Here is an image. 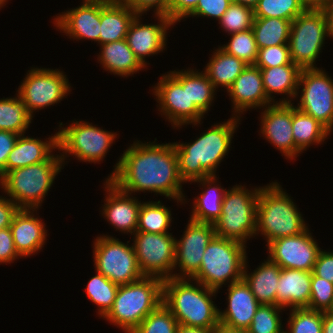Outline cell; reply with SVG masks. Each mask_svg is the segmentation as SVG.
<instances>
[{
  "instance_id": "1",
  "label": "cell",
  "mask_w": 333,
  "mask_h": 333,
  "mask_svg": "<svg viewBox=\"0 0 333 333\" xmlns=\"http://www.w3.org/2000/svg\"><path fill=\"white\" fill-rule=\"evenodd\" d=\"M156 140H134L105 179L129 194L151 192L185 206L189 199L182 188L173 142L160 144Z\"/></svg>"
},
{
  "instance_id": "2",
  "label": "cell",
  "mask_w": 333,
  "mask_h": 333,
  "mask_svg": "<svg viewBox=\"0 0 333 333\" xmlns=\"http://www.w3.org/2000/svg\"><path fill=\"white\" fill-rule=\"evenodd\" d=\"M242 118L232 116L227 121L214 123L201 132L195 141L173 142L180 178L185 184L197 179L218 176L217 169L228 156L232 140Z\"/></svg>"
},
{
  "instance_id": "3",
  "label": "cell",
  "mask_w": 333,
  "mask_h": 333,
  "mask_svg": "<svg viewBox=\"0 0 333 333\" xmlns=\"http://www.w3.org/2000/svg\"><path fill=\"white\" fill-rule=\"evenodd\" d=\"M217 294L191 278L172 277L163 281L162 303L180 325L213 330L220 323Z\"/></svg>"
},
{
  "instance_id": "4",
  "label": "cell",
  "mask_w": 333,
  "mask_h": 333,
  "mask_svg": "<svg viewBox=\"0 0 333 333\" xmlns=\"http://www.w3.org/2000/svg\"><path fill=\"white\" fill-rule=\"evenodd\" d=\"M292 198L279 182L261 186L255 236L264 237L266 245L279 238L301 234L309 227Z\"/></svg>"
},
{
  "instance_id": "5",
  "label": "cell",
  "mask_w": 333,
  "mask_h": 333,
  "mask_svg": "<svg viewBox=\"0 0 333 333\" xmlns=\"http://www.w3.org/2000/svg\"><path fill=\"white\" fill-rule=\"evenodd\" d=\"M59 151L47 161L17 168L0 178V189L19 209L40 210L55 179L64 169ZM63 166V167H62Z\"/></svg>"
},
{
  "instance_id": "6",
  "label": "cell",
  "mask_w": 333,
  "mask_h": 333,
  "mask_svg": "<svg viewBox=\"0 0 333 333\" xmlns=\"http://www.w3.org/2000/svg\"><path fill=\"white\" fill-rule=\"evenodd\" d=\"M163 279L143 276L129 284L119 285L115 301L103 317L110 325L131 333L163 301Z\"/></svg>"
},
{
  "instance_id": "7",
  "label": "cell",
  "mask_w": 333,
  "mask_h": 333,
  "mask_svg": "<svg viewBox=\"0 0 333 333\" xmlns=\"http://www.w3.org/2000/svg\"><path fill=\"white\" fill-rule=\"evenodd\" d=\"M246 248L238 241L215 235L204 251L199 271L191 279L220 293L222 287L243 279Z\"/></svg>"
},
{
  "instance_id": "8",
  "label": "cell",
  "mask_w": 333,
  "mask_h": 333,
  "mask_svg": "<svg viewBox=\"0 0 333 333\" xmlns=\"http://www.w3.org/2000/svg\"><path fill=\"white\" fill-rule=\"evenodd\" d=\"M260 186L233 185L225 191L221 215L213 224L216 236L238 241L247 246L255 238L257 204Z\"/></svg>"
},
{
  "instance_id": "9",
  "label": "cell",
  "mask_w": 333,
  "mask_h": 333,
  "mask_svg": "<svg viewBox=\"0 0 333 333\" xmlns=\"http://www.w3.org/2000/svg\"><path fill=\"white\" fill-rule=\"evenodd\" d=\"M70 122L71 124L66 123L68 125L59 122L57 128L58 151L63 165L69 162L70 156L75 157L78 162L93 164L103 162L112 144L119 138L117 132L100 128L89 121L74 119Z\"/></svg>"
},
{
  "instance_id": "10",
  "label": "cell",
  "mask_w": 333,
  "mask_h": 333,
  "mask_svg": "<svg viewBox=\"0 0 333 333\" xmlns=\"http://www.w3.org/2000/svg\"><path fill=\"white\" fill-rule=\"evenodd\" d=\"M161 75L150 89L161 117L176 130L184 125L200 126L206 115L196 105H189L188 69L170 70Z\"/></svg>"
},
{
  "instance_id": "11",
  "label": "cell",
  "mask_w": 333,
  "mask_h": 333,
  "mask_svg": "<svg viewBox=\"0 0 333 333\" xmlns=\"http://www.w3.org/2000/svg\"><path fill=\"white\" fill-rule=\"evenodd\" d=\"M327 38L333 39L322 9L307 8L291 23L289 51L291 62L301 69L320 68L316 62Z\"/></svg>"
},
{
  "instance_id": "12",
  "label": "cell",
  "mask_w": 333,
  "mask_h": 333,
  "mask_svg": "<svg viewBox=\"0 0 333 333\" xmlns=\"http://www.w3.org/2000/svg\"><path fill=\"white\" fill-rule=\"evenodd\" d=\"M93 262L95 271L110 281L124 285L141 279V273L133 245L112 235H97L93 241Z\"/></svg>"
},
{
  "instance_id": "13",
  "label": "cell",
  "mask_w": 333,
  "mask_h": 333,
  "mask_svg": "<svg viewBox=\"0 0 333 333\" xmlns=\"http://www.w3.org/2000/svg\"><path fill=\"white\" fill-rule=\"evenodd\" d=\"M63 70L58 68L31 67L16 92L34 118L38 110L61 103L71 94L72 85Z\"/></svg>"
},
{
  "instance_id": "14",
  "label": "cell",
  "mask_w": 333,
  "mask_h": 333,
  "mask_svg": "<svg viewBox=\"0 0 333 333\" xmlns=\"http://www.w3.org/2000/svg\"><path fill=\"white\" fill-rule=\"evenodd\" d=\"M295 101L298 110L318 120L332 134L333 79L325 68L301 70Z\"/></svg>"
},
{
  "instance_id": "15",
  "label": "cell",
  "mask_w": 333,
  "mask_h": 333,
  "mask_svg": "<svg viewBox=\"0 0 333 333\" xmlns=\"http://www.w3.org/2000/svg\"><path fill=\"white\" fill-rule=\"evenodd\" d=\"M138 267L144 276L173 277L176 237L172 233L136 231L132 235Z\"/></svg>"
},
{
  "instance_id": "16",
  "label": "cell",
  "mask_w": 333,
  "mask_h": 333,
  "mask_svg": "<svg viewBox=\"0 0 333 333\" xmlns=\"http://www.w3.org/2000/svg\"><path fill=\"white\" fill-rule=\"evenodd\" d=\"M215 235L212 223L188 220L183 235L176 238L173 278H192L199 271L204 251Z\"/></svg>"
},
{
  "instance_id": "17",
  "label": "cell",
  "mask_w": 333,
  "mask_h": 333,
  "mask_svg": "<svg viewBox=\"0 0 333 333\" xmlns=\"http://www.w3.org/2000/svg\"><path fill=\"white\" fill-rule=\"evenodd\" d=\"M309 227L301 234L269 242L268 259L281 268L313 271L322 248Z\"/></svg>"
},
{
  "instance_id": "18",
  "label": "cell",
  "mask_w": 333,
  "mask_h": 333,
  "mask_svg": "<svg viewBox=\"0 0 333 333\" xmlns=\"http://www.w3.org/2000/svg\"><path fill=\"white\" fill-rule=\"evenodd\" d=\"M152 15L157 23H143L144 15L137 14L130 23L126 36L129 47L145 67L150 65L146 58L158 55L167 48L169 29H174L175 26L166 15Z\"/></svg>"
},
{
  "instance_id": "19",
  "label": "cell",
  "mask_w": 333,
  "mask_h": 333,
  "mask_svg": "<svg viewBox=\"0 0 333 333\" xmlns=\"http://www.w3.org/2000/svg\"><path fill=\"white\" fill-rule=\"evenodd\" d=\"M105 191L104 205L100 207V214L116 232L133 235L138 226L139 211L142 200L119 189L109 179L103 181ZM138 198V199H137Z\"/></svg>"
},
{
  "instance_id": "20",
  "label": "cell",
  "mask_w": 333,
  "mask_h": 333,
  "mask_svg": "<svg viewBox=\"0 0 333 333\" xmlns=\"http://www.w3.org/2000/svg\"><path fill=\"white\" fill-rule=\"evenodd\" d=\"M259 135L284 156L295 161V143L292 134V103H272L260 113Z\"/></svg>"
},
{
  "instance_id": "21",
  "label": "cell",
  "mask_w": 333,
  "mask_h": 333,
  "mask_svg": "<svg viewBox=\"0 0 333 333\" xmlns=\"http://www.w3.org/2000/svg\"><path fill=\"white\" fill-rule=\"evenodd\" d=\"M53 17L54 29L60 30L70 40H90L99 45L100 2L83 1L78 7L68 8Z\"/></svg>"
},
{
  "instance_id": "22",
  "label": "cell",
  "mask_w": 333,
  "mask_h": 333,
  "mask_svg": "<svg viewBox=\"0 0 333 333\" xmlns=\"http://www.w3.org/2000/svg\"><path fill=\"white\" fill-rule=\"evenodd\" d=\"M226 92L232 103L231 115L242 119L248 110H262L272 104L263 87L261 70L255 65H247Z\"/></svg>"
},
{
  "instance_id": "23",
  "label": "cell",
  "mask_w": 333,
  "mask_h": 333,
  "mask_svg": "<svg viewBox=\"0 0 333 333\" xmlns=\"http://www.w3.org/2000/svg\"><path fill=\"white\" fill-rule=\"evenodd\" d=\"M37 211L19 209L10 225L15 249L22 258L40 253L47 242L48 229Z\"/></svg>"
},
{
  "instance_id": "24",
  "label": "cell",
  "mask_w": 333,
  "mask_h": 333,
  "mask_svg": "<svg viewBox=\"0 0 333 333\" xmlns=\"http://www.w3.org/2000/svg\"><path fill=\"white\" fill-rule=\"evenodd\" d=\"M225 287L228 291L225 292L227 307L219 309L220 323L229 328L247 330L260 303L244 279Z\"/></svg>"
},
{
  "instance_id": "25",
  "label": "cell",
  "mask_w": 333,
  "mask_h": 333,
  "mask_svg": "<svg viewBox=\"0 0 333 333\" xmlns=\"http://www.w3.org/2000/svg\"><path fill=\"white\" fill-rule=\"evenodd\" d=\"M35 138L19 135L6 162V173L29 165L47 161L58 150V132L49 137ZM57 149V150H56ZM55 151V152H54Z\"/></svg>"
},
{
  "instance_id": "26",
  "label": "cell",
  "mask_w": 333,
  "mask_h": 333,
  "mask_svg": "<svg viewBox=\"0 0 333 333\" xmlns=\"http://www.w3.org/2000/svg\"><path fill=\"white\" fill-rule=\"evenodd\" d=\"M311 279V271L281 268L276 286V305L286 311L294 308H308L311 297Z\"/></svg>"
},
{
  "instance_id": "27",
  "label": "cell",
  "mask_w": 333,
  "mask_h": 333,
  "mask_svg": "<svg viewBox=\"0 0 333 333\" xmlns=\"http://www.w3.org/2000/svg\"><path fill=\"white\" fill-rule=\"evenodd\" d=\"M99 47L97 62L111 75L127 78L148 69L135 56L126 39L105 43Z\"/></svg>"
},
{
  "instance_id": "28",
  "label": "cell",
  "mask_w": 333,
  "mask_h": 333,
  "mask_svg": "<svg viewBox=\"0 0 333 333\" xmlns=\"http://www.w3.org/2000/svg\"><path fill=\"white\" fill-rule=\"evenodd\" d=\"M218 179L219 176H210L190 183L199 184L198 187L199 189L202 187V190L196 194L198 196L193 197L189 219L214 224L220 217L223 197L227 189L218 183Z\"/></svg>"
},
{
  "instance_id": "29",
  "label": "cell",
  "mask_w": 333,
  "mask_h": 333,
  "mask_svg": "<svg viewBox=\"0 0 333 333\" xmlns=\"http://www.w3.org/2000/svg\"><path fill=\"white\" fill-rule=\"evenodd\" d=\"M263 87L272 103H295L301 68L296 64H286L271 68H260ZM284 95L279 101L275 95ZM286 96V97H285Z\"/></svg>"
},
{
  "instance_id": "30",
  "label": "cell",
  "mask_w": 333,
  "mask_h": 333,
  "mask_svg": "<svg viewBox=\"0 0 333 333\" xmlns=\"http://www.w3.org/2000/svg\"><path fill=\"white\" fill-rule=\"evenodd\" d=\"M248 264L247 256L243 270V279L249 285L256 300L260 304L276 305V286L280 278L281 267L266 258L250 273V265Z\"/></svg>"
},
{
  "instance_id": "31",
  "label": "cell",
  "mask_w": 333,
  "mask_h": 333,
  "mask_svg": "<svg viewBox=\"0 0 333 333\" xmlns=\"http://www.w3.org/2000/svg\"><path fill=\"white\" fill-rule=\"evenodd\" d=\"M136 15L122 0L100 2L99 45L126 39L130 23Z\"/></svg>"
},
{
  "instance_id": "32",
  "label": "cell",
  "mask_w": 333,
  "mask_h": 333,
  "mask_svg": "<svg viewBox=\"0 0 333 333\" xmlns=\"http://www.w3.org/2000/svg\"><path fill=\"white\" fill-rule=\"evenodd\" d=\"M331 132L312 116L298 110L292 103V134L295 143V160L313 145L325 143Z\"/></svg>"
},
{
  "instance_id": "33",
  "label": "cell",
  "mask_w": 333,
  "mask_h": 333,
  "mask_svg": "<svg viewBox=\"0 0 333 333\" xmlns=\"http://www.w3.org/2000/svg\"><path fill=\"white\" fill-rule=\"evenodd\" d=\"M212 54L203 67V72L216 89L221 86L222 90L227 91L248 64L236 56L226 53L219 45L212 51Z\"/></svg>"
},
{
  "instance_id": "34",
  "label": "cell",
  "mask_w": 333,
  "mask_h": 333,
  "mask_svg": "<svg viewBox=\"0 0 333 333\" xmlns=\"http://www.w3.org/2000/svg\"><path fill=\"white\" fill-rule=\"evenodd\" d=\"M292 21L254 17L252 30L258 49L288 44Z\"/></svg>"
},
{
  "instance_id": "35",
  "label": "cell",
  "mask_w": 333,
  "mask_h": 333,
  "mask_svg": "<svg viewBox=\"0 0 333 333\" xmlns=\"http://www.w3.org/2000/svg\"><path fill=\"white\" fill-rule=\"evenodd\" d=\"M161 200L142 201L139 211L138 226L136 231L149 233H171L172 217L171 207H166ZM170 229V231H169Z\"/></svg>"
},
{
  "instance_id": "36",
  "label": "cell",
  "mask_w": 333,
  "mask_h": 333,
  "mask_svg": "<svg viewBox=\"0 0 333 333\" xmlns=\"http://www.w3.org/2000/svg\"><path fill=\"white\" fill-rule=\"evenodd\" d=\"M32 122L33 117L27 111L18 93L14 97L0 99V130L18 135L27 134L26 131Z\"/></svg>"
},
{
  "instance_id": "37",
  "label": "cell",
  "mask_w": 333,
  "mask_h": 333,
  "mask_svg": "<svg viewBox=\"0 0 333 333\" xmlns=\"http://www.w3.org/2000/svg\"><path fill=\"white\" fill-rule=\"evenodd\" d=\"M199 70L188 67L189 105H196L206 115L213 106L219 90L214 87L208 76Z\"/></svg>"
},
{
  "instance_id": "38",
  "label": "cell",
  "mask_w": 333,
  "mask_h": 333,
  "mask_svg": "<svg viewBox=\"0 0 333 333\" xmlns=\"http://www.w3.org/2000/svg\"><path fill=\"white\" fill-rule=\"evenodd\" d=\"M95 275L88 281L85 292L96 307L97 315L103 318L112 308L119 285L110 281L101 273L95 271Z\"/></svg>"
},
{
  "instance_id": "39",
  "label": "cell",
  "mask_w": 333,
  "mask_h": 333,
  "mask_svg": "<svg viewBox=\"0 0 333 333\" xmlns=\"http://www.w3.org/2000/svg\"><path fill=\"white\" fill-rule=\"evenodd\" d=\"M306 9L301 0H259L253 11L254 17L293 21Z\"/></svg>"
},
{
  "instance_id": "40",
  "label": "cell",
  "mask_w": 333,
  "mask_h": 333,
  "mask_svg": "<svg viewBox=\"0 0 333 333\" xmlns=\"http://www.w3.org/2000/svg\"><path fill=\"white\" fill-rule=\"evenodd\" d=\"M284 333H322L323 312L309 308L289 310Z\"/></svg>"
},
{
  "instance_id": "41",
  "label": "cell",
  "mask_w": 333,
  "mask_h": 333,
  "mask_svg": "<svg viewBox=\"0 0 333 333\" xmlns=\"http://www.w3.org/2000/svg\"><path fill=\"white\" fill-rule=\"evenodd\" d=\"M286 310L277 305L260 304L247 333H284L282 312Z\"/></svg>"
},
{
  "instance_id": "42",
  "label": "cell",
  "mask_w": 333,
  "mask_h": 333,
  "mask_svg": "<svg viewBox=\"0 0 333 333\" xmlns=\"http://www.w3.org/2000/svg\"><path fill=\"white\" fill-rule=\"evenodd\" d=\"M230 35V40L219 47L226 53L243 60L246 64L254 65L258 57V48L252 28Z\"/></svg>"
},
{
  "instance_id": "43",
  "label": "cell",
  "mask_w": 333,
  "mask_h": 333,
  "mask_svg": "<svg viewBox=\"0 0 333 333\" xmlns=\"http://www.w3.org/2000/svg\"><path fill=\"white\" fill-rule=\"evenodd\" d=\"M178 326L172 312L161 303L131 333H176Z\"/></svg>"
},
{
  "instance_id": "44",
  "label": "cell",
  "mask_w": 333,
  "mask_h": 333,
  "mask_svg": "<svg viewBox=\"0 0 333 333\" xmlns=\"http://www.w3.org/2000/svg\"><path fill=\"white\" fill-rule=\"evenodd\" d=\"M254 21L253 8L232 2L224 15L219 19V28L230 34L251 29Z\"/></svg>"
},
{
  "instance_id": "45",
  "label": "cell",
  "mask_w": 333,
  "mask_h": 333,
  "mask_svg": "<svg viewBox=\"0 0 333 333\" xmlns=\"http://www.w3.org/2000/svg\"><path fill=\"white\" fill-rule=\"evenodd\" d=\"M333 299V284L312 272L309 309L327 311Z\"/></svg>"
},
{
  "instance_id": "46",
  "label": "cell",
  "mask_w": 333,
  "mask_h": 333,
  "mask_svg": "<svg viewBox=\"0 0 333 333\" xmlns=\"http://www.w3.org/2000/svg\"><path fill=\"white\" fill-rule=\"evenodd\" d=\"M286 64H294L291 62L289 45L280 44L258 49V57L254 65L259 68H271Z\"/></svg>"
},
{
  "instance_id": "47",
  "label": "cell",
  "mask_w": 333,
  "mask_h": 333,
  "mask_svg": "<svg viewBox=\"0 0 333 333\" xmlns=\"http://www.w3.org/2000/svg\"><path fill=\"white\" fill-rule=\"evenodd\" d=\"M232 0H199L195 10L187 17L217 20L224 15Z\"/></svg>"
},
{
  "instance_id": "48",
  "label": "cell",
  "mask_w": 333,
  "mask_h": 333,
  "mask_svg": "<svg viewBox=\"0 0 333 333\" xmlns=\"http://www.w3.org/2000/svg\"><path fill=\"white\" fill-rule=\"evenodd\" d=\"M199 0H169L166 16L174 23L186 20L196 8Z\"/></svg>"
},
{
  "instance_id": "49",
  "label": "cell",
  "mask_w": 333,
  "mask_h": 333,
  "mask_svg": "<svg viewBox=\"0 0 333 333\" xmlns=\"http://www.w3.org/2000/svg\"><path fill=\"white\" fill-rule=\"evenodd\" d=\"M136 14L146 15L150 10L154 15H166L169 0H122ZM154 9V10H153ZM145 13V14H144Z\"/></svg>"
},
{
  "instance_id": "50",
  "label": "cell",
  "mask_w": 333,
  "mask_h": 333,
  "mask_svg": "<svg viewBox=\"0 0 333 333\" xmlns=\"http://www.w3.org/2000/svg\"><path fill=\"white\" fill-rule=\"evenodd\" d=\"M23 259L15 249L10 227L0 230V265Z\"/></svg>"
},
{
  "instance_id": "51",
  "label": "cell",
  "mask_w": 333,
  "mask_h": 333,
  "mask_svg": "<svg viewBox=\"0 0 333 333\" xmlns=\"http://www.w3.org/2000/svg\"><path fill=\"white\" fill-rule=\"evenodd\" d=\"M312 272L333 284V250L320 251Z\"/></svg>"
},
{
  "instance_id": "52",
  "label": "cell",
  "mask_w": 333,
  "mask_h": 333,
  "mask_svg": "<svg viewBox=\"0 0 333 333\" xmlns=\"http://www.w3.org/2000/svg\"><path fill=\"white\" fill-rule=\"evenodd\" d=\"M18 137L16 133L0 130V178L6 173V162Z\"/></svg>"
},
{
  "instance_id": "53",
  "label": "cell",
  "mask_w": 333,
  "mask_h": 333,
  "mask_svg": "<svg viewBox=\"0 0 333 333\" xmlns=\"http://www.w3.org/2000/svg\"><path fill=\"white\" fill-rule=\"evenodd\" d=\"M19 211L18 206L5 194L0 195V230L10 227L14 215Z\"/></svg>"
},
{
  "instance_id": "54",
  "label": "cell",
  "mask_w": 333,
  "mask_h": 333,
  "mask_svg": "<svg viewBox=\"0 0 333 333\" xmlns=\"http://www.w3.org/2000/svg\"><path fill=\"white\" fill-rule=\"evenodd\" d=\"M321 9L326 15L327 24L333 38V0H329Z\"/></svg>"
},
{
  "instance_id": "55",
  "label": "cell",
  "mask_w": 333,
  "mask_h": 333,
  "mask_svg": "<svg viewBox=\"0 0 333 333\" xmlns=\"http://www.w3.org/2000/svg\"><path fill=\"white\" fill-rule=\"evenodd\" d=\"M322 333H333V313L323 311Z\"/></svg>"
},
{
  "instance_id": "56",
  "label": "cell",
  "mask_w": 333,
  "mask_h": 333,
  "mask_svg": "<svg viewBox=\"0 0 333 333\" xmlns=\"http://www.w3.org/2000/svg\"><path fill=\"white\" fill-rule=\"evenodd\" d=\"M176 333H212V330L196 327H187L179 324Z\"/></svg>"
},
{
  "instance_id": "57",
  "label": "cell",
  "mask_w": 333,
  "mask_h": 333,
  "mask_svg": "<svg viewBox=\"0 0 333 333\" xmlns=\"http://www.w3.org/2000/svg\"><path fill=\"white\" fill-rule=\"evenodd\" d=\"M212 333H247L246 330L233 329L226 327L219 323L213 330Z\"/></svg>"
},
{
  "instance_id": "58",
  "label": "cell",
  "mask_w": 333,
  "mask_h": 333,
  "mask_svg": "<svg viewBox=\"0 0 333 333\" xmlns=\"http://www.w3.org/2000/svg\"><path fill=\"white\" fill-rule=\"evenodd\" d=\"M306 8L321 9L329 0H301Z\"/></svg>"
},
{
  "instance_id": "59",
  "label": "cell",
  "mask_w": 333,
  "mask_h": 333,
  "mask_svg": "<svg viewBox=\"0 0 333 333\" xmlns=\"http://www.w3.org/2000/svg\"><path fill=\"white\" fill-rule=\"evenodd\" d=\"M258 1L259 0H232V2L245 5V6L253 8V9L257 5Z\"/></svg>"
},
{
  "instance_id": "60",
  "label": "cell",
  "mask_w": 333,
  "mask_h": 333,
  "mask_svg": "<svg viewBox=\"0 0 333 333\" xmlns=\"http://www.w3.org/2000/svg\"><path fill=\"white\" fill-rule=\"evenodd\" d=\"M82 1H92V2H104V3H110V2H116L119 0H82Z\"/></svg>"
},
{
  "instance_id": "61",
  "label": "cell",
  "mask_w": 333,
  "mask_h": 333,
  "mask_svg": "<svg viewBox=\"0 0 333 333\" xmlns=\"http://www.w3.org/2000/svg\"><path fill=\"white\" fill-rule=\"evenodd\" d=\"M8 0H0V10L5 7V5L7 4Z\"/></svg>"
},
{
  "instance_id": "62",
  "label": "cell",
  "mask_w": 333,
  "mask_h": 333,
  "mask_svg": "<svg viewBox=\"0 0 333 333\" xmlns=\"http://www.w3.org/2000/svg\"><path fill=\"white\" fill-rule=\"evenodd\" d=\"M327 312L333 313V299H332L331 306L329 307V309L327 310Z\"/></svg>"
}]
</instances>
